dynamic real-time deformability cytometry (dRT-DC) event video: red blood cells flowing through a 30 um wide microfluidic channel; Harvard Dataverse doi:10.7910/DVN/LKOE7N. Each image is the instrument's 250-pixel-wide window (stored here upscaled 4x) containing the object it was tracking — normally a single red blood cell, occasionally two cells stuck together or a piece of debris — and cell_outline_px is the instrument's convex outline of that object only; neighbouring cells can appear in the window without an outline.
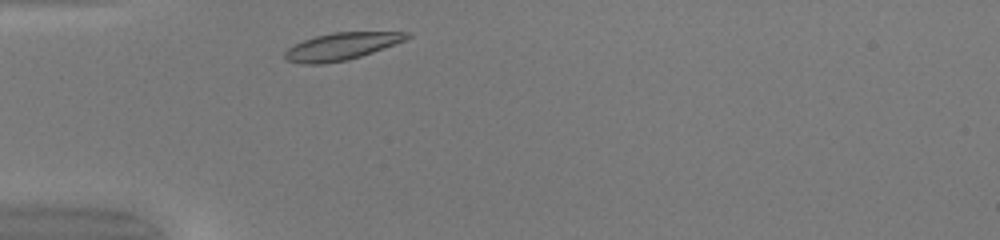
{"species": "common noctule bat (a hibernating species)", "species_latin": "Nyctalus noctula", "temperature_condition": "warm", "stored_images_in_passage": 29, "camera_frame_rate_fps": 3000, "um_per_image_px": 0.085, "animal": {"sex": "female", "body_mass_g": 20.0, "forearm_length_mm": 54.0}, "frame": {"image": 1, "passage_image": 2, "time_ms": 0.333, "image_size_px": [1000, 240], "cell_outline_px": [[412, 36], [404, 40], [372, 52], [348, 60], [324, 64], [300, 64], [284, 60], [284, 52], [288, 48], [304, 40], [316, 36], [332, 32], [408, 32]], "centroid_in_image_um": [28.97, 3.95], "position_along_channel_um": 56.0, "area_um2": 19.25}}
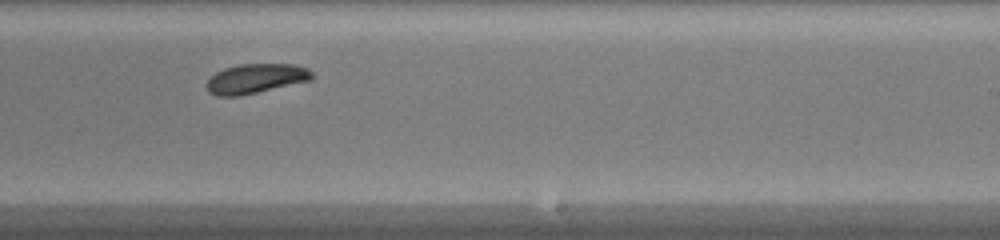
{"frame": {"image": 2, "passage_image": 18, "time_ms": 5.667, "image_size_px": [1000, 240], "cell_outline_px": [[312, 80], [240, 96], [216, 96], [208, 92], [208, 80], [216, 72], [224, 68], [240, 64], [292, 64], [308, 68], [312, 72]], "centroid_in_image_um": [21.75, 6.68], "position_along_channel_um": 267.3, "area_um2": 18.09}}
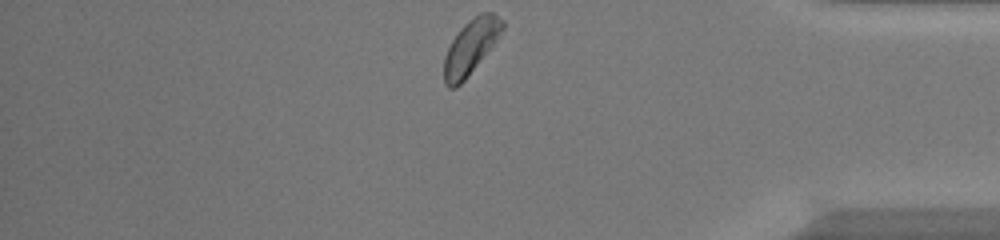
{"frame": {"image": 3, "passage_image": 29, "time_ms": 9.333, "image_size_px": [1000, 240], "cell_outline_px": [[504, 28], [496, 40], [464, 80], [456, 88], [448, 88], [444, 84], [444, 56], [452, 40], [460, 28], [468, 20], [480, 12], [492, 12], [504, 20]], "centroid_in_image_um": [40.0, 3.96], "position_along_channel_um": 395.2, "area_um2": 18.32}, "authors_computed_cell_mechanics": {"area_um2": 18.2648, "velocity_mm_per_s": 4.1599, "shape_relaxation_time_tau1_ms": 2.7874, "shape_relaxation_time_tau2_ms": null, "deformation_change_tau1": 0.1108, "deformation_change_tau2": null}}